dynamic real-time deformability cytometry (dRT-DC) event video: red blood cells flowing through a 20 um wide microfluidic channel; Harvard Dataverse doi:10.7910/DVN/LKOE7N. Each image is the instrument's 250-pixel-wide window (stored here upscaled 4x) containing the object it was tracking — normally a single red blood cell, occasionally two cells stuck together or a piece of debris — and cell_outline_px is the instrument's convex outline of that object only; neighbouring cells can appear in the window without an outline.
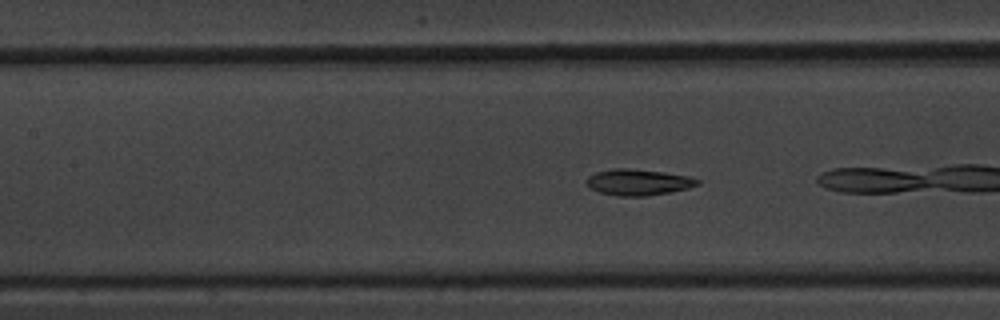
{"species": "common noctule bat (a hibernating species)", "species_latin": "Nyctalus noctula", "temperature_condition": "warm", "stored_images_in_passage": 58, "camera_frame_rate_fps": 3000, "um_per_image_px": 0.085, "animal": {"sex": "male", "body_mass_g": 20.1, "forearm_length_mm": 53.5}, "frame": {"image": 1, "passage_image": 24, "time_ms": 7.667, "image_size_px": [1000, 320], "cell_outline_px": [[700, 184], [688, 188], [668, 192], [644, 196], [620, 196], [600, 192], [588, 188], [584, 184], [584, 180], [588, 176], [596, 172], [612, 168], [624, 168], [664, 172], [688, 176], [700, 180]], "centroid_in_image_um": [54.19, 15.48], "position_along_channel_um": 153.2, "area_um2": 16.94}}
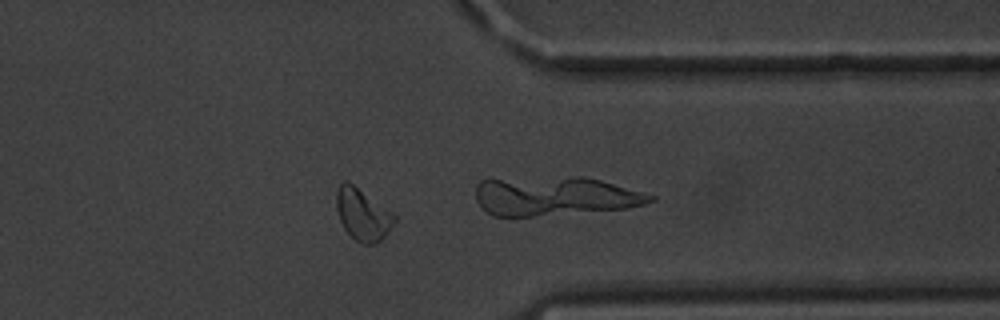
{"frame": {"image": 2, "passage_image": 45, "time_ms": 14.667, "image_size_px": [1000, 320], "cell_outline_px": [[396, 220], [384, 236], [376, 244], [360, 244], [344, 228], [340, 220], [336, 208], [336, 192], [340, 184], [344, 180], [348, 180], [392, 212], [396, 216]], "centroid_in_image_um": [30.81, 18.22], "position_along_channel_um": 380.6, "area_um2": 17.4}}
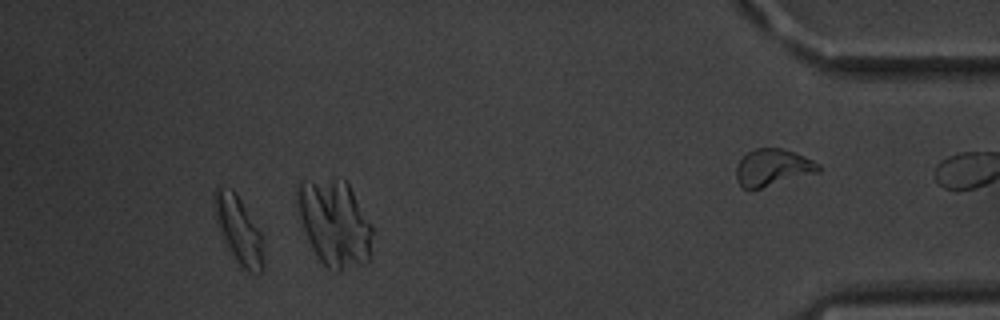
{"frame": {"image": 3, "passage_image": 53, "time_ms": 17.333, "image_size_px": [1000, 320], "cell_outline_px": [[264, 268], [260, 276], [248, 272], [228, 256], [216, 228], [212, 196], [216, 188], [232, 188], [236, 192], [260, 232], [264, 260]], "centroid_in_image_um": [20.23, 19.63], "position_along_channel_um": 415.0, "area_um2": 20.23}, "authors_computed_cell_mechanics": {"area_um2": 17.2244, "velocity_mm_per_s": 3.355, "shape_relaxation_time_tau1_ms": 2.7745, "shape_relaxation_time_tau2_ms": 1.9294, "deformation_change_tau1": 0.107, "deformation_change_tau2": 0.0604}}